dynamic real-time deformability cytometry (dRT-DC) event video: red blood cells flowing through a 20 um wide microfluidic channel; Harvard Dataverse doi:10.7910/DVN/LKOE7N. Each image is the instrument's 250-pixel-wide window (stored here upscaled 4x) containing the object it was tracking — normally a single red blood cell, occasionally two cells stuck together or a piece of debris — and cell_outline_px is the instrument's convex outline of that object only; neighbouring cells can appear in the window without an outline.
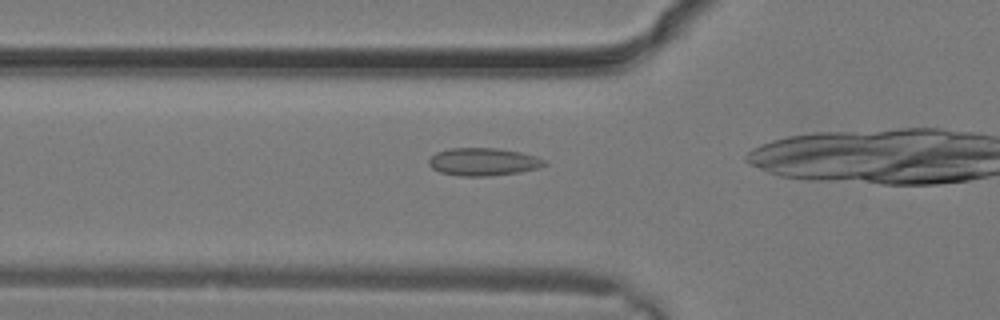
{"species": "common noctule bat (a hibernating species)", "species_latin": "Nyctalus noctula", "temperature_condition": "warm", "stored_images_in_passage": 13, "camera_frame_rate_fps": 3000, "um_per_image_px": 0.085, "animal": {"sex": "male", "body_mass_g": 19.2, "forearm_length_mm": 51.8}, "frame": {"image": 1, "passage_image": 8, "time_ms": 2.333, "image_size_px": [1000, 320], "cell_outline_px": [[548, 164], [540, 168], [520, 172], [488, 176], [460, 176], [440, 172], [432, 168], [428, 164], [428, 160], [436, 152], [452, 148], [496, 148], [520, 152], [536, 156], [544, 160]], "centroid_in_image_um": [41.09, 13.76], "position_along_channel_um": 84.7, "area_um2": 18.73}}
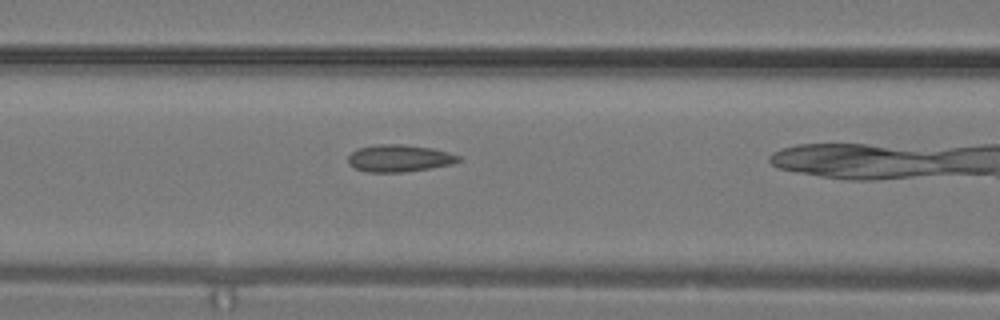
{"frame": {"image": 2, "passage_image": 10, "time_ms": 3.0, "image_size_px": [1000, 320], "cell_outline_px": [[464, 160], [452, 164], [404, 172], [368, 172], [356, 168], [348, 164], [348, 156], [356, 148], [376, 144], [404, 144], [432, 148], [448, 152], [460, 156]], "centroid_in_image_um": [33.94, 13.44], "position_along_channel_um": 132.7, "area_um2": 17.57}}